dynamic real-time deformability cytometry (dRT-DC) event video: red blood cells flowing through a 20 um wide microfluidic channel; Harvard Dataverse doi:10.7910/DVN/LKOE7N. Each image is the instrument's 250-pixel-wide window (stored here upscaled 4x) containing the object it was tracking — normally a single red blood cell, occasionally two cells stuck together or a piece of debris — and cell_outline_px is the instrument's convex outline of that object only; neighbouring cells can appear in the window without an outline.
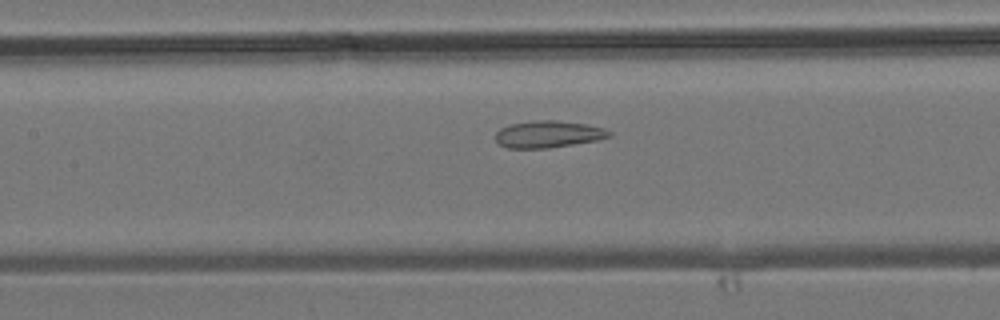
{"species": "common noctule bat (a hibernating species)", "species_latin": "Nyctalus noctula", "temperature_condition": "room temperature", "stored_images_in_passage": 26, "camera_frame_rate_fps": 3000, "um_per_image_px": 0.085, "animal": {"sex": "male", "body_mass_g": 19.2, "forearm_length_mm": 51.8}, "frame": {"image": 1, "passage_image": 10, "time_ms": 3.0, "image_size_px": [1000, 320], "cell_outline_px": [[612, 136], [600, 140], [548, 148], [508, 148], [500, 144], [496, 140], [496, 132], [500, 128], [508, 124], [536, 120], [556, 120], [584, 124], [604, 128], [612, 132]], "centroid_in_image_um": [46.62, 11.4], "position_along_channel_um": 160.8, "area_um2": 17.92}}
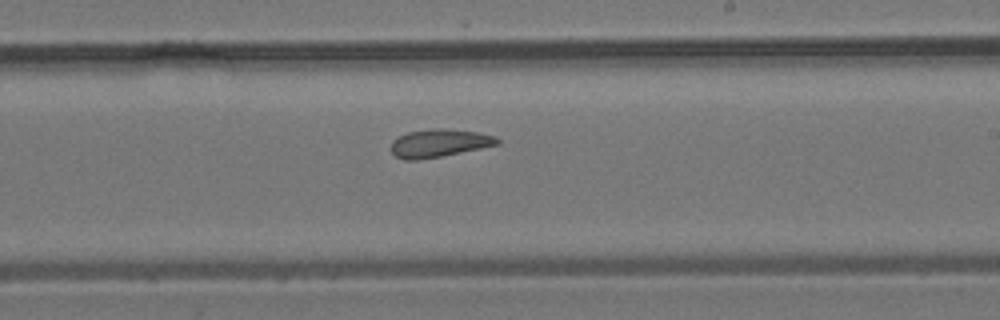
{"frame": {"image": 2, "passage_image": 16, "time_ms": 5.0, "image_size_px": [1000, 320], "cell_outline_px": [[500, 144], [440, 156], [416, 160], [404, 160], [396, 156], [392, 152], [392, 140], [408, 132], [432, 128], [444, 128], [476, 132], [496, 136], [500, 140]], "centroid_in_image_um": [37.33, 12.15], "position_along_channel_um": 251.7, "area_um2": 17.11}}
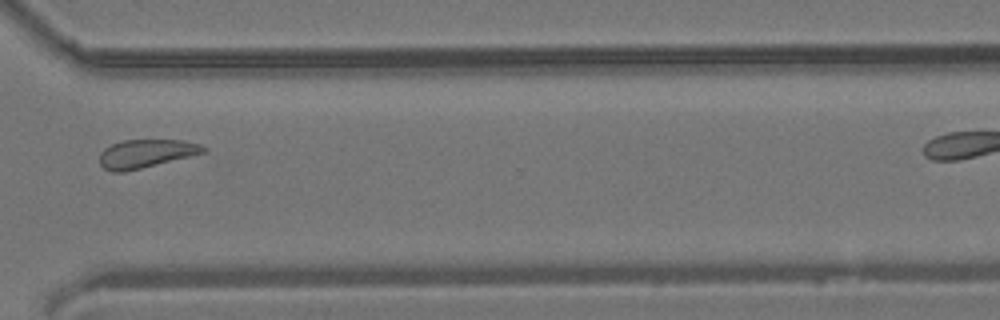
{"frame": {"image": 3, "passage_image": 23, "time_ms": 7.333, "image_size_px": [1000, 320], "cell_outline_px": [[208, 152], [124, 172], [112, 172], [104, 168], [100, 164], [100, 152], [104, 148], [120, 140], [184, 140], [200, 144], [208, 148]], "centroid_in_image_um": [12.43, 13.05], "position_along_channel_um": 358.2, "area_um2": 17.28}}